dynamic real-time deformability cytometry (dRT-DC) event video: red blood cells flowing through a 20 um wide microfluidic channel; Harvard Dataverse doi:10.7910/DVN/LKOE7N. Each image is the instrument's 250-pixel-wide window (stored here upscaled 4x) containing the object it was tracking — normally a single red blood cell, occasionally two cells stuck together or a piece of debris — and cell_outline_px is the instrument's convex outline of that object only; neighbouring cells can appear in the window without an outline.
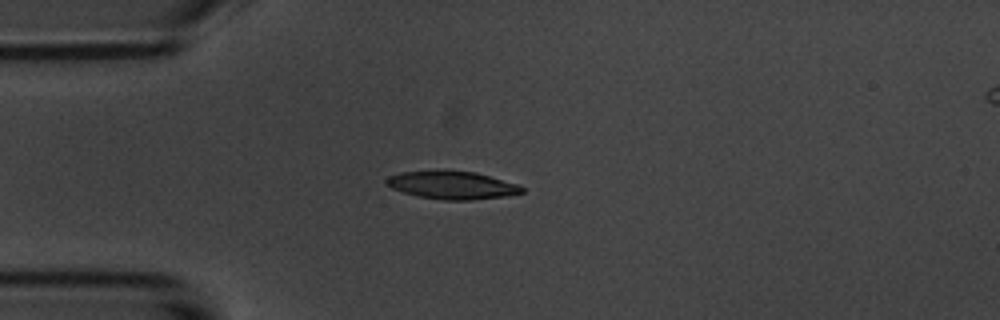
{"species": "common noctule bat (a hibernating species)", "species_latin": "Nyctalus noctula", "temperature_condition": "room temperature", "stored_images_in_passage": 4, "camera_frame_rate_fps": 3000, "um_per_image_px": 0.085, "animal": {"sex": "male", "body_mass_g": 20.1, "forearm_length_mm": 53.5}, "frame": {"image": 1, "passage_image": 3, "time_ms": 2.333, "image_size_px": [1000, 320], "cell_outline_px": [[524, 192], [508, 196], [472, 200], [444, 200], [420, 196], [404, 192], [392, 188], [384, 184], [384, 180], [388, 176], [400, 172], [476, 172], [520, 184], [524, 188]], "centroid_in_image_um": [38.48, 15.76], "position_along_channel_um": 46.5, "area_um2": 21.73}}